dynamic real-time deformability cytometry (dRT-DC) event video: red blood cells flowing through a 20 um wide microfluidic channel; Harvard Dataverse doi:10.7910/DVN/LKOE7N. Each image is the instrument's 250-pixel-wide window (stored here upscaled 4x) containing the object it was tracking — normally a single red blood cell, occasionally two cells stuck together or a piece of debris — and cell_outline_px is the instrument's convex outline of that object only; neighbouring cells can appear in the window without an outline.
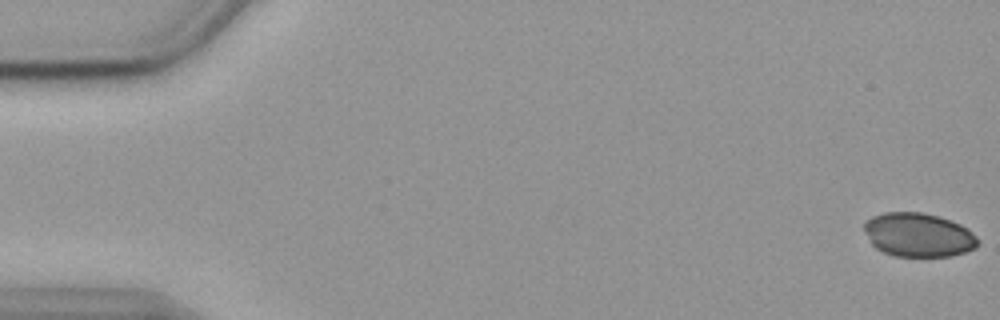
{"species": "common noctule bat (a hibernating species)", "species_latin": "Nyctalus noctula", "temperature_condition": "cold", "stored_images_in_passage": 52, "camera_frame_rate_fps": 3000, "um_per_image_px": 0.085, "animal": {"sex": "female", "body_mass_g": 19.9}, "frame": {"image": 1, "passage_image": 1, "time_ms": 0.0, "image_size_px": [1000, 320], "cell_outline_px": [[980, 240], [976, 248], [952, 256], [896, 256], [884, 252], [876, 248], [872, 244], [864, 232], [864, 224], [872, 216], [884, 212], [924, 212], [940, 216], [960, 224], [968, 228]], "centroid_in_image_um": [78.08, 19.96], "position_along_channel_um": 6.9, "area_um2": 29.25}}
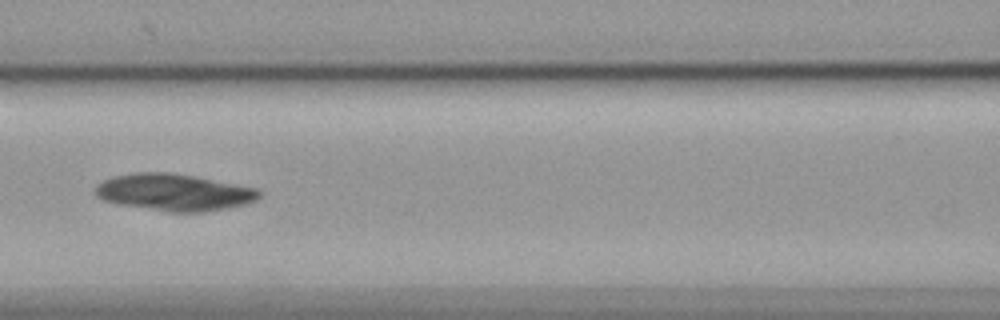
{"frame": {"image": 2, "passage_image": 25, "time_ms": 8.0, "image_size_px": [1000, 320], "cell_outline_px": [[260, 196], [256, 200], [244, 204], [204, 212], [168, 212], [116, 204], [104, 200], [96, 196], [92, 192], [96, 184], [112, 176], [136, 172], [172, 172], [256, 188], [260, 192]], "centroid_in_image_um": [14.71, 16.34], "position_along_channel_um": 151.9, "area_um2": 35.32}}
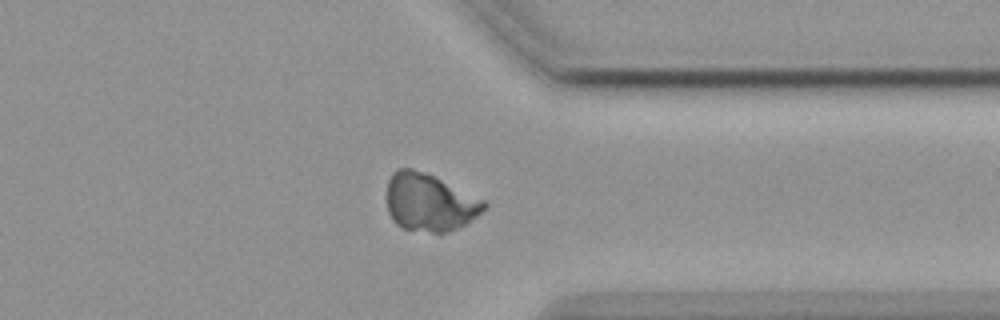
{"frame": {"image": 3, "passage_image": 44, "time_ms": 14.333, "image_size_px": [1000, 320], "cell_outline_px": [[488, 208], [464, 224], [448, 232], [432, 232], [400, 228], [392, 220], [388, 212], [388, 180], [392, 172], [396, 168], [412, 168], [424, 172], [484, 200], [488, 204]], "centroid_in_image_um": [36.49, 17.2], "position_along_channel_um": 374.9, "area_um2": 32.37}}